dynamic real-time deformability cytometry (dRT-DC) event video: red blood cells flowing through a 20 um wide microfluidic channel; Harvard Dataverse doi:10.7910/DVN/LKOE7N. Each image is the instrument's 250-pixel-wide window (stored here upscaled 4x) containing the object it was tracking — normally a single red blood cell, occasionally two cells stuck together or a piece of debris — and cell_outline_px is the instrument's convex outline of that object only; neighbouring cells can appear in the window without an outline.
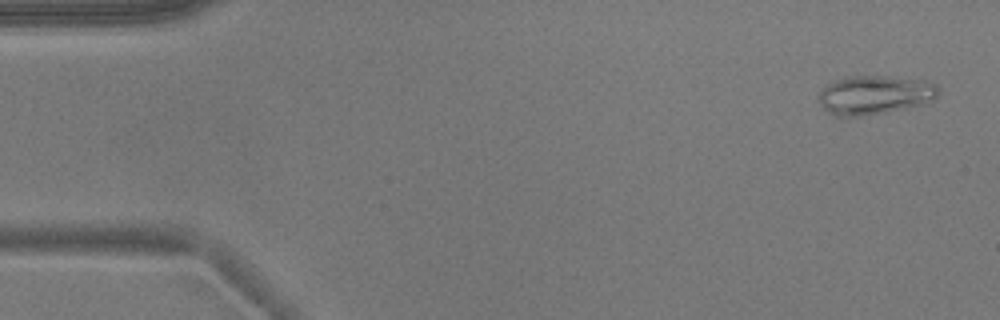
{"species": "common noctule bat (a hibernating species)", "species_latin": "Nyctalus noctula", "temperature_condition": "warm", "stored_images_in_passage": 5, "camera_frame_rate_fps": 3000, "um_per_image_px": 0.085, "animal": {"sex": "male", "body_mass_g": 17.9}, "frame": {"image": 1, "passage_image": 1, "time_ms": 0.0, "image_size_px": [1000, 320], "cell_outline_px": [[936, 96], [932, 100], [924, 104], [884, 112], [860, 116], [836, 116], [828, 112], [816, 100], [816, 96], [828, 84], [836, 80], [852, 76], [888, 76], [924, 80], [936, 84]], "centroid_in_image_um": [74.31, 8.07], "position_along_channel_um": 10.7, "area_um2": 26.88}}